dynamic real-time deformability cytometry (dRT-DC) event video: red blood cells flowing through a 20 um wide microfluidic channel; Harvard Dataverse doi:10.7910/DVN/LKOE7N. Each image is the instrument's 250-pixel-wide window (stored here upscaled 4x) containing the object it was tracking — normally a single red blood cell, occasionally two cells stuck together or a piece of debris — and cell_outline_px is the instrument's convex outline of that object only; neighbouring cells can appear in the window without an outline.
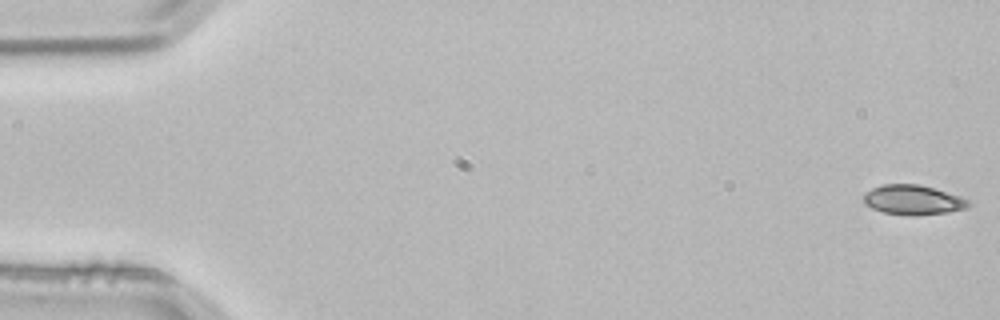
{"species": "common noctule bat (a hibernating species)", "species_latin": "Nyctalus noctula", "temperature_condition": "room temperature", "stored_images_in_passage": 4, "camera_frame_rate_fps": 3000, "um_per_image_px": 0.085, "animal": {"sex": "male", "body_mass_g": 21.5, "forearm_length_mm": 52.0}, "frame": {"image": 1, "passage_image": 1, "time_ms": 0.0, "image_size_px": [1000, 320], "cell_outline_px": [[972, 204], [968, 208], [948, 212], [916, 216], [912, 216], [884, 212], [872, 208], [864, 204], [864, 192], [872, 188], [884, 184], [916, 184], [932, 188], [960, 196], [968, 200]], "centroid_in_image_um": [77.61, 17.0], "position_along_channel_um": 7.4, "area_um2": 18.15}}
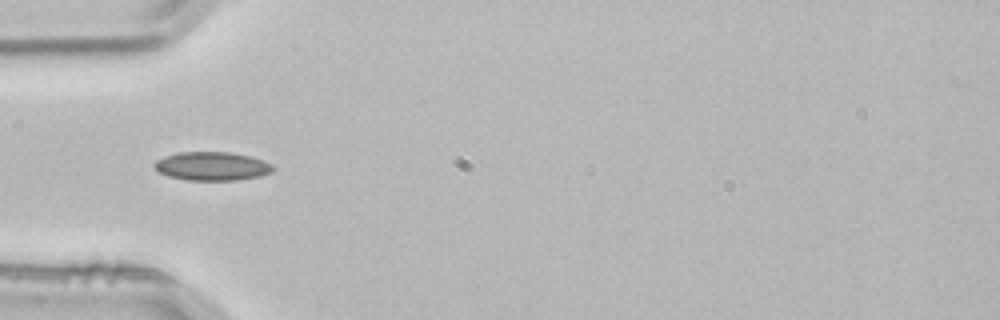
{"frame": {"image": 2, "passage_image": 4, "time_ms": 1.0, "image_size_px": [1000, 320], "cell_outline_px": [[276, 168], [272, 172], [260, 176], [236, 180], [188, 180], [168, 176], [160, 172], [152, 164], [156, 160], [164, 156], [180, 152], [228, 152], [248, 156], [272, 164]], "centroid_in_image_um": [18.01, 14.13], "position_along_channel_um": 67.0, "area_um2": 19.65}}